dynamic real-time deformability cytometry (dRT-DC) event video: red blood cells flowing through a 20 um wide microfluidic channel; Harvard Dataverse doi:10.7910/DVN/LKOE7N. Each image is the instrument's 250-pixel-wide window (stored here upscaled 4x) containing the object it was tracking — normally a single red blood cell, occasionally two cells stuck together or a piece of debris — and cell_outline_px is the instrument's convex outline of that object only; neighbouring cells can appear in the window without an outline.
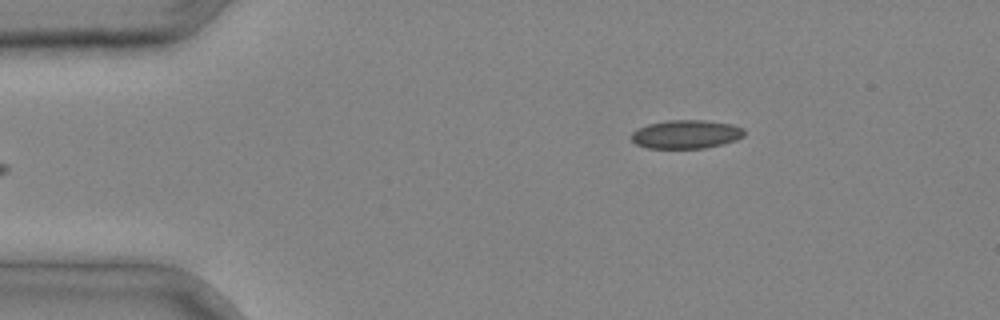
{"species": "common noctule bat (a hibernating species)", "species_latin": "Nyctalus noctula", "temperature_condition": "cold", "stored_images_in_passage": 3, "camera_frame_rate_fps": 3000, "um_per_image_px": 0.085, "animal": {"sex": "male", "body_mass_g": 20.4}, "frame": {"image": 1, "passage_image": 3, "time_ms": 0.667, "image_size_px": [1000, 320], "cell_outline_px": [[744, 136], [736, 140], [704, 148], [648, 148], [636, 144], [632, 140], [632, 132], [636, 128], [648, 124], [668, 120], [704, 120], [732, 124], [744, 128]], "centroid_in_image_um": [58.31, 11.4], "position_along_channel_um": 26.7, "area_um2": 18.79}}